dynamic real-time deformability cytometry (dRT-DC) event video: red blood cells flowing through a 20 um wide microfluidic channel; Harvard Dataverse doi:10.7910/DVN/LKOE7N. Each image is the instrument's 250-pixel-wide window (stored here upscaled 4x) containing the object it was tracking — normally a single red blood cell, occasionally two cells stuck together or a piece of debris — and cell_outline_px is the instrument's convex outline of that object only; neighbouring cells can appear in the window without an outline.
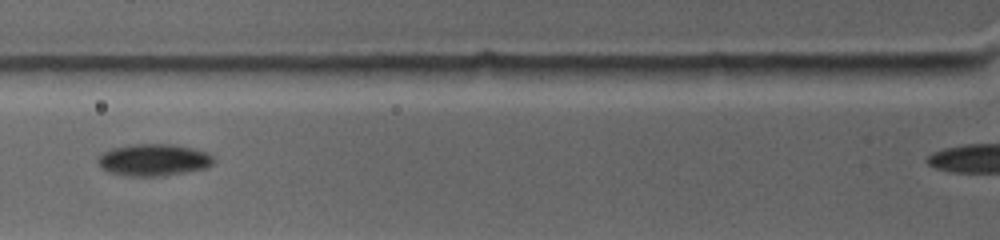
{"species": "common noctule bat (a hibernating species)", "species_latin": "Nyctalus noctula", "temperature_condition": "warm", "stored_images_in_passage": 8, "segment_of_instrument_passage": [1, 2], "camera_frame_rate_fps": 4500, "um_per_image_px": 0.085, "animal": {"sex": "female", "body_mass_g": 19.0, "forearm_length_mm": 53.3}, "frame": {"image": 1, "passage_image": 5, "time_ms": 3.778, "image_size_px": [1000, 240], "cell_outline_px": [[212, 164], [204, 168], [184, 172], [156, 176], [128, 176], [108, 172], [96, 160], [104, 152], [112, 148], [128, 144], [172, 144], [192, 148], [208, 152], [212, 156]], "centroid_in_image_um": [13.04, 13.58], "position_along_channel_um": 112.8, "area_um2": 21.27}}
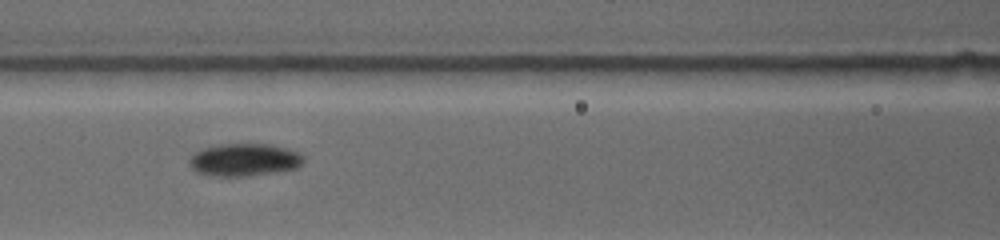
{"frame": {"image": 2, "passage_image": 6, "time_ms": 4.667, "image_size_px": [1000, 240], "cell_outline_px": [[304, 160], [296, 168], [248, 176], [212, 176], [196, 172], [192, 168], [192, 156], [200, 148], [220, 144], [268, 144], [288, 148], [304, 156]], "centroid_in_image_um": [20.76, 13.58], "position_along_channel_um": 145.8, "area_um2": 21.44}}
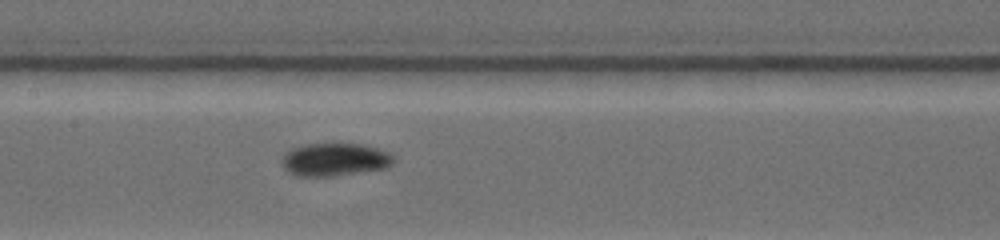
{"frame": {"image": 3, "passage_image": 7, "time_ms": 5.556, "image_size_px": [1000, 240], "cell_outline_px": [[392, 164], [388, 168], [332, 176], [296, 176], [288, 172], [284, 168], [280, 160], [292, 148], [304, 144], [364, 144], [388, 152], [392, 156]], "centroid_in_image_um": [28.43, 13.57], "position_along_channel_um": 179.0, "area_um2": 21.33}}